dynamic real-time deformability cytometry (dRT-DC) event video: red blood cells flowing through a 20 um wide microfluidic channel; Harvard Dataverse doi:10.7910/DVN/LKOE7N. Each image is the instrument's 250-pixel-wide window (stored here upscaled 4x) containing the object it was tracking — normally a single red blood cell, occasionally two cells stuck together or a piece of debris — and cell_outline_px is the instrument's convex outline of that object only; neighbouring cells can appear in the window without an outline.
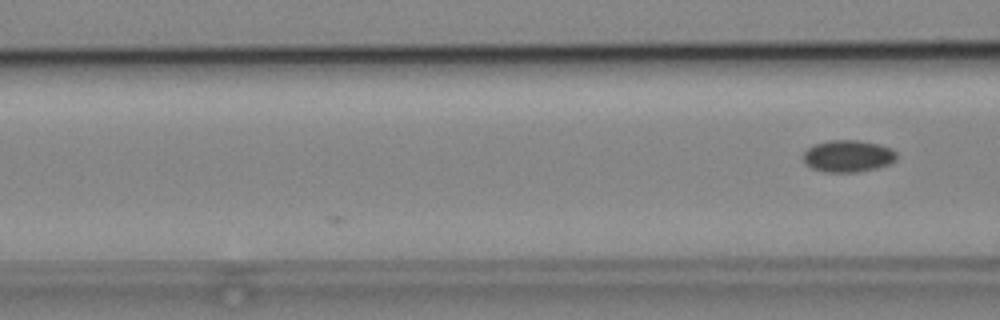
{"species": "common noctule bat (a hibernating species)", "species_latin": "Nyctalus noctula", "temperature_condition": "cold", "stored_images_in_passage": 3, "camera_frame_rate_fps": 3000, "um_per_image_px": 0.085, "animal": {"sex": "male", "body_mass_g": 19.2, "forearm_length_mm": 51.8}, "frame": {"image": 1, "passage_image": 3, "time_ms": 2.333, "image_size_px": [1000, 320], "cell_outline_px": [[896, 160], [888, 164], [876, 168], [856, 172], [824, 172], [812, 168], [804, 164], [804, 152], [808, 148], [816, 144], [828, 140], [860, 140], [880, 144], [892, 148], [896, 152]], "centroid_in_image_um": [72.09, 13.26], "position_along_channel_um": 94.5, "area_um2": 17.46}}